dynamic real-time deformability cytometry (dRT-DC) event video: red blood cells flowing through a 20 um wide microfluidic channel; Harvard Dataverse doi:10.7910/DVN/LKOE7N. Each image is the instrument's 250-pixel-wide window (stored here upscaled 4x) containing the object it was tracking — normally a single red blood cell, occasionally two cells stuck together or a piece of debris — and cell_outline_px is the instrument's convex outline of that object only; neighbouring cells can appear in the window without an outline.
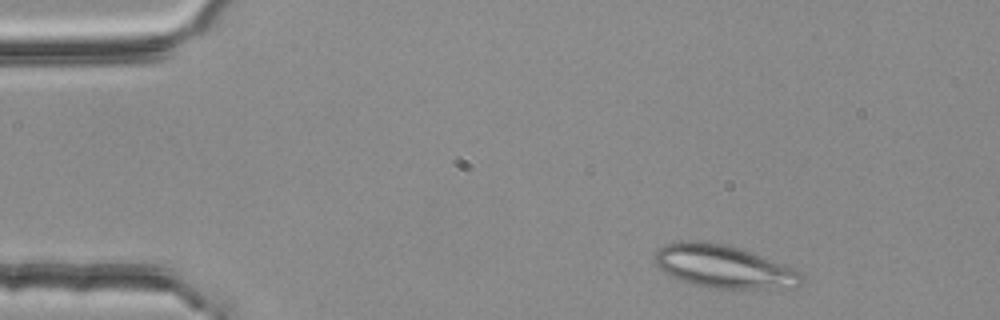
{"species": "common noctule bat (a hibernating species)", "species_latin": "Nyctalus noctula", "temperature_condition": "room temperature", "stored_images_in_passage": 2, "camera_frame_rate_fps": 3000, "um_per_image_px": 0.085, "animal": {"sex": "female", "body_mass_g": 25.1}, "frame": {"image": 1, "passage_image": 1, "time_ms": 0.0, "image_size_px": [1000, 320], "cell_outline_px": [[800, 284], [796, 288], [708, 288], [692, 284], [672, 276], [664, 272], [656, 264], [656, 252], [664, 244], [696, 240], [704, 240], [728, 244], [740, 248], [800, 272]], "centroid_in_image_um": [61.47, 22.65], "position_along_channel_um": 23.5, "area_um2": 36.07}}